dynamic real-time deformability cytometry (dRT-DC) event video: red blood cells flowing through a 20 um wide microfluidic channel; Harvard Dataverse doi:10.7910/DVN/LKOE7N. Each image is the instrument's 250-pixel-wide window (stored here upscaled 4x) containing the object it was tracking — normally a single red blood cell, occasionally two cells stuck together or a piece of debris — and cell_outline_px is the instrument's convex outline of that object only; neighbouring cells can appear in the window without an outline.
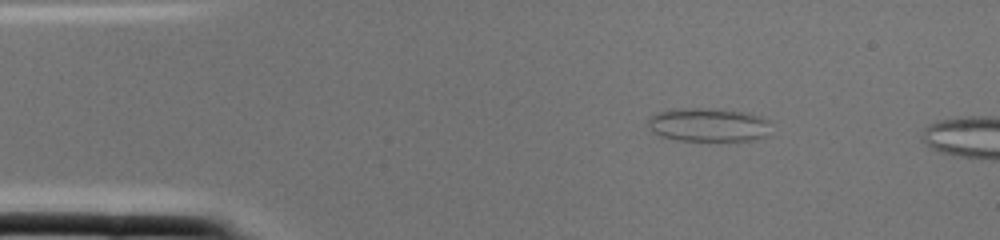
{"species": "common noctule bat (a hibernating species)", "species_latin": "Nyctalus noctula", "temperature_condition": "cold", "stored_images_in_passage": 2, "camera_frame_rate_fps": 3000, "um_per_image_px": 0.085, "animal": {"sex": "female", "body_mass_g": 22.0, "forearm_length_mm": 56.7}, "frame": {"image": 1, "passage_image": 1, "time_ms": 0.0, "image_size_px": [1000, 240], "cell_outline_px": [[772, 136], [752, 140], [676, 140], [660, 136], [652, 132], [648, 128], [648, 116], [656, 112], [676, 108], [708, 108], [744, 112], [760, 116], [772, 120]], "centroid_in_image_um": [60.26, 10.61], "position_along_channel_um": 24.7, "area_um2": 24.8}}